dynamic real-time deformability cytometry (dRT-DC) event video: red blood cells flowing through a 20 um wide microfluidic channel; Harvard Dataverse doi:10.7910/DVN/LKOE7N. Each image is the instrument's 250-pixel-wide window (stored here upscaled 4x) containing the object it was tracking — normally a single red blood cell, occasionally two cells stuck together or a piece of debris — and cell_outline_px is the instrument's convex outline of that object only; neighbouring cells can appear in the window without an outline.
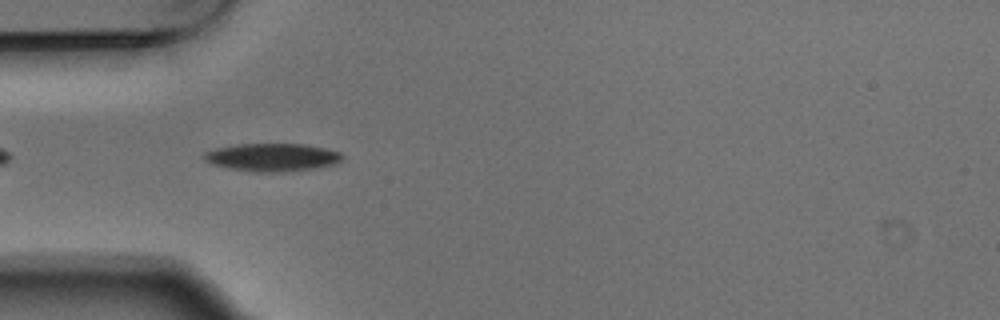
{"species": "Egyptian fruit bat (a non-hibernating species)", "species_latin": "Rousettus aegyptiacus", "temperature_condition": "warm", "stored_images_in_passage": 6, "camera_frame_rate_fps": 3000, "um_per_image_px": 0.085, "animal": {"sex": "male"}, "frame": {"image": 1, "passage_image": 5, "time_ms": 1.333, "image_size_px": [1000, 320], "cell_outline_px": [[344, 160], [336, 164], [316, 168], [284, 172], [256, 172], [228, 168], [212, 164], [204, 160], [200, 156], [204, 152], [216, 148], [236, 144], [308, 144], [340, 152], [344, 156]], "centroid_in_image_um": [23.15, 13.37], "position_along_channel_um": 61.9, "area_um2": 22.83}}
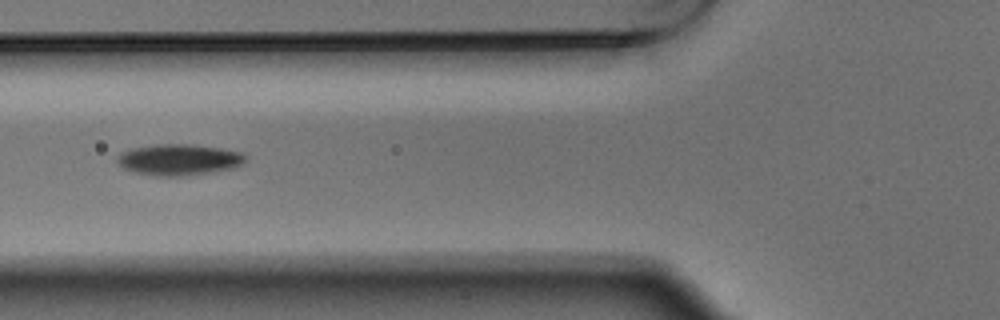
{"frame": {"image": 2, "passage_image": 6, "time_ms": 1.667, "image_size_px": [1000, 320], "cell_outline_px": [[248, 160], [244, 164], [232, 168], [212, 172], [180, 176], [156, 176], [132, 172], [124, 168], [116, 160], [124, 152], [132, 148], [156, 144], [188, 144], [220, 148], [244, 152], [248, 156]], "centroid_in_image_um": [15.29, 13.57], "position_along_channel_um": 110.5, "area_um2": 23.35}}